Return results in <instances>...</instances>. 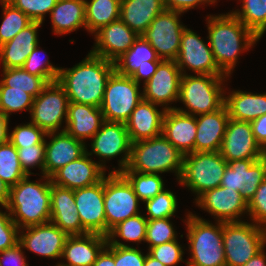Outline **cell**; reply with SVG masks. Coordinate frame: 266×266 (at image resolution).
<instances>
[{
	"instance_id": "6da1fadb",
	"label": "cell",
	"mask_w": 266,
	"mask_h": 266,
	"mask_svg": "<svg viewBox=\"0 0 266 266\" xmlns=\"http://www.w3.org/2000/svg\"><path fill=\"white\" fill-rule=\"evenodd\" d=\"M115 71V63L91 52L73 68H60L58 82L69 102L101 107L106 83Z\"/></svg>"
},
{
	"instance_id": "7a4b0ae2",
	"label": "cell",
	"mask_w": 266,
	"mask_h": 266,
	"mask_svg": "<svg viewBox=\"0 0 266 266\" xmlns=\"http://www.w3.org/2000/svg\"><path fill=\"white\" fill-rule=\"evenodd\" d=\"M208 40L214 60L219 69L230 76L238 55L249 50L259 38L232 12L207 16Z\"/></svg>"
},
{
	"instance_id": "3957f363",
	"label": "cell",
	"mask_w": 266,
	"mask_h": 266,
	"mask_svg": "<svg viewBox=\"0 0 266 266\" xmlns=\"http://www.w3.org/2000/svg\"><path fill=\"white\" fill-rule=\"evenodd\" d=\"M46 181L41 183L30 181V176L10 187L6 212L19 230L50 222V189L51 178L42 175ZM15 216V217H14Z\"/></svg>"
},
{
	"instance_id": "277c9868",
	"label": "cell",
	"mask_w": 266,
	"mask_h": 266,
	"mask_svg": "<svg viewBox=\"0 0 266 266\" xmlns=\"http://www.w3.org/2000/svg\"><path fill=\"white\" fill-rule=\"evenodd\" d=\"M184 155L162 134L151 139L131 143L130 159L124 170L144 174L175 172L179 180Z\"/></svg>"
},
{
	"instance_id": "5b68a950",
	"label": "cell",
	"mask_w": 266,
	"mask_h": 266,
	"mask_svg": "<svg viewBox=\"0 0 266 266\" xmlns=\"http://www.w3.org/2000/svg\"><path fill=\"white\" fill-rule=\"evenodd\" d=\"M187 239L191 254L187 266H226L223 247V223L213 225L192 212L188 213Z\"/></svg>"
},
{
	"instance_id": "8992f818",
	"label": "cell",
	"mask_w": 266,
	"mask_h": 266,
	"mask_svg": "<svg viewBox=\"0 0 266 266\" xmlns=\"http://www.w3.org/2000/svg\"><path fill=\"white\" fill-rule=\"evenodd\" d=\"M226 75H182L179 98L187 110H176L196 116L212 113L224 105V89L221 85L227 79Z\"/></svg>"
},
{
	"instance_id": "52a82bcc",
	"label": "cell",
	"mask_w": 266,
	"mask_h": 266,
	"mask_svg": "<svg viewBox=\"0 0 266 266\" xmlns=\"http://www.w3.org/2000/svg\"><path fill=\"white\" fill-rule=\"evenodd\" d=\"M227 167V161L218 152H192L183 158L179 184L187 186L197 194L195 200L204 192L219 187Z\"/></svg>"
},
{
	"instance_id": "ba28073f",
	"label": "cell",
	"mask_w": 266,
	"mask_h": 266,
	"mask_svg": "<svg viewBox=\"0 0 266 266\" xmlns=\"http://www.w3.org/2000/svg\"><path fill=\"white\" fill-rule=\"evenodd\" d=\"M266 244V228L248 222L223 223L226 266H243Z\"/></svg>"
},
{
	"instance_id": "9c48e42d",
	"label": "cell",
	"mask_w": 266,
	"mask_h": 266,
	"mask_svg": "<svg viewBox=\"0 0 266 266\" xmlns=\"http://www.w3.org/2000/svg\"><path fill=\"white\" fill-rule=\"evenodd\" d=\"M139 89L135 80L115 70L106 83L100 107L104 121L125 123L143 98Z\"/></svg>"
},
{
	"instance_id": "30bf717a",
	"label": "cell",
	"mask_w": 266,
	"mask_h": 266,
	"mask_svg": "<svg viewBox=\"0 0 266 266\" xmlns=\"http://www.w3.org/2000/svg\"><path fill=\"white\" fill-rule=\"evenodd\" d=\"M139 198L120 172L104 177V208L106 236L118 223L139 214Z\"/></svg>"
},
{
	"instance_id": "8fae6325",
	"label": "cell",
	"mask_w": 266,
	"mask_h": 266,
	"mask_svg": "<svg viewBox=\"0 0 266 266\" xmlns=\"http://www.w3.org/2000/svg\"><path fill=\"white\" fill-rule=\"evenodd\" d=\"M68 96L58 82L48 83L33 101L30 111L31 123L46 133L59 132L63 118L67 120Z\"/></svg>"
},
{
	"instance_id": "7c38bea8",
	"label": "cell",
	"mask_w": 266,
	"mask_h": 266,
	"mask_svg": "<svg viewBox=\"0 0 266 266\" xmlns=\"http://www.w3.org/2000/svg\"><path fill=\"white\" fill-rule=\"evenodd\" d=\"M181 12L164 10L141 34L155 49L161 60L175 61L180 50L181 35L186 26L179 20Z\"/></svg>"
},
{
	"instance_id": "4fadbf2b",
	"label": "cell",
	"mask_w": 266,
	"mask_h": 266,
	"mask_svg": "<svg viewBox=\"0 0 266 266\" xmlns=\"http://www.w3.org/2000/svg\"><path fill=\"white\" fill-rule=\"evenodd\" d=\"M92 139V151H87V153L91 156L93 154L99 156L102 159L100 165L103 169L106 170L104 164L106 160H111L122 153L124 156L118 164L120 168L111 172H121L127 168L130 159L131 141L125 123L104 121Z\"/></svg>"
},
{
	"instance_id": "5bb4252c",
	"label": "cell",
	"mask_w": 266,
	"mask_h": 266,
	"mask_svg": "<svg viewBox=\"0 0 266 266\" xmlns=\"http://www.w3.org/2000/svg\"><path fill=\"white\" fill-rule=\"evenodd\" d=\"M205 43L194 31L187 27L184 28L181 35L179 54L175 60L182 75H186L185 68L196 74L225 75L214 60L210 44Z\"/></svg>"
},
{
	"instance_id": "9a60e30c",
	"label": "cell",
	"mask_w": 266,
	"mask_h": 266,
	"mask_svg": "<svg viewBox=\"0 0 266 266\" xmlns=\"http://www.w3.org/2000/svg\"><path fill=\"white\" fill-rule=\"evenodd\" d=\"M265 178L264 158L232 160L227 162L220 186L240 192L249 203Z\"/></svg>"
},
{
	"instance_id": "2e32d148",
	"label": "cell",
	"mask_w": 266,
	"mask_h": 266,
	"mask_svg": "<svg viewBox=\"0 0 266 266\" xmlns=\"http://www.w3.org/2000/svg\"><path fill=\"white\" fill-rule=\"evenodd\" d=\"M182 73L175 61L163 60L153 76L143 85V99L165 106V110L175 109L169 103L179 101V90Z\"/></svg>"
},
{
	"instance_id": "e0dca14e",
	"label": "cell",
	"mask_w": 266,
	"mask_h": 266,
	"mask_svg": "<svg viewBox=\"0 0 266 266\" xmlns=\"http://www.w3.org/2000/svg\"><path fill=\"white\" fill-rule=\"evenodd\" d=\"M195 201L197 206L216 217L217 222H242L239 218L248 212V203L243 195L222 186L207 190Z\"/></svg>"
},
{
	"instance_id": "ac0fdd59",
	"label": "cell",
	"mask_w": 266,
	"mask_h": 266,
	"mask_svg": "<svg viewBox=\"0 0 266 266\" xmlns=\"http://www.w3.org/2000/svg\"><path fill=\"white\" fill-rule=\"evenodd\" d=\"M227 161L263 158V149L256 142L250 122L229 118L220 149Z\"/></svg>"
},
{
	"instance_id": "d6986e66",
	"label": "cell",
	"mask_w": 266,
	"mask_h": 266,
	"mask_svg": "<svg viewBox=\"0 0 266 266\" xmlns=\"http://www.w3.org/2000/svg\"><path fill=\"white\" fill-rule=\"evenodd\" d=\"M74 197L82 227L88 233L106 236L104 178L92 186L74 189Z\"/></svg>"
},
{
	"instance_id": "ffe728a7",
	"label": "cell",
	"mask_w": 266,
	"mask_h": 266,
	"mask_svg": "<svg viewBox=\"0 0 266 266\" xmlns=\"http://www.w3.org/2000/svg\"><path fill=\"white\" fill-rule=\"evenodd\" d=\"M22 230H19L21 234H19L18 241L22 248H26L44 257L52 259L61 258L68 235L55 224L48 222L26 227Z\"/></svg>"
},
{
	"instance_id": "44dd1931",
	"label": "cell",
	"mask_w": 266,
	"mask_h": 266,
	"mask_svg": "<svg viewBox=\"0 0 266 266\" xmlns=\"http://www.w3.org/2000/svg\"><path fill=\"white\" fill-rule=\"evenodd\" d=\"M94 35L96 43L90 52L112 62L127 52L139 37L121 19L103 26Z\"/></svg>"
},
{
	"instance_id": "7402d4cb",
	"label": "cell",
	"mask_w": 266,
	"mask_h": 266,
	"mask_svg": "<svg viewBox=\"0 0 266 266\" xmlns=\"http://www.w3.org/2000/svg\"><path fill=\"white\" fill-rule=\"evenodd\" d=\"M46 137H53L49 142L45 140L44 176L47 177H51L61 167L77 160L88 150L85 143L75 139L63 129L60 132L47 133Z\"/></svg>"
},
{
	"instance_id": "603a6c76",
	"label": "cell",
	"mask_w": 266,
	"mask_h": 266,
	"mask_svg": "<svg viewBox=\"0 0 266 266\" xmlns=\"http://www.w3.org/2000/svg\"><path fill=\"white\" fill-rule=\"evenodd\" d=\"M50 204V222L59 227L68 236L88 234L82 227L73 189L55 185L51 181Z\"/></svg>"
},
{
	"instance_id": "cb8c5ba5",
	"label": "cell",
	"mask_w": 266,
	"mask_h": 266,
	"mask_svg": "<svg viewBox=\"0 0 266 266\" xmlns=\"http://www.w3.org/2000/svg\"><path fill=\"white\" fill-rule=\"evenodd\" d=\"M88 157L90 155L86 152L77 160L61 167L50 177L52 183L74 190L100 182L106 175L105 169L100 162L97 163Z\"/></svg>"
},
{
	"instance_id": "d4e9b609",
	"label": "cell",
	"mask_w": 266,
	"mask_h": 266,
	"mask_svg": "<svg viewBox=\"0 0 266 266\" xmlns=\"http://www.w3.org/2000/svg\"><path fill=\"white\" fill-rule=\"evenodd\" d=\"M165 112L164 108L159 111L156 104L142 98L125 122L131 143L161 135Z\"/></svg>"
},
{
	"instance_id": "484cf974",
	"label": "cell",
	"mask_w": 266,
	"mask_h": 266,
	"mask_svg": "<svg viewBox=\"0 0 266 266\" xmlns=\"http://www.w3.org/2000/svg\"><path fill=\"white\" fill-rule=\"evenodd\" d=\"M196 116L197 131L194 152L220 151L230 118L226 106L223 105L215 112Z\"/></svg>"
},
{
	"instance_id": "4316f807",
	"label": "cell",
	"mask_w": 266,
	"mask_h": 266,
	"mask_svg": "<svg viewBox=\"0 0 266 266\" xmlns=\"http://www.w3.org/2000/svg\"><path fill=\"white\" fill-rule=\"evenodd\" d=\"M196 131V116L182 113L176 109L166 110L162 135L184 156L194 152Z\"/></svg>"
},
{
	"instance_id": "83f0119b",
	"label": "cell",
	"mask_w": 266,
	"mask_h": 266,
	"mask_svg": "<svg viewBox=\"0 0 266 266\" xmlns=\"http://www.w3.org/2000/svg\"><path fill=\"white\" fill-rule=\"evenodd\" d=\"M106 245L107 236L97 233L68 236L61 256L68 264L58 263L56 266H93Z\"/></svg>"
},
{
	"instance_id": "f1b7e54d",
	"label": "cell",
	"mask_w": 266,
	"mask_h": 266,
	"mask_svg": "<svg viewBox=\"0 0 266 266\" xmlns=\"http://www.w3.org/2000/svg\"><path fill=\"white\" fill-rule=\"evenodd\" d=\"M41 22L32 21L12 40L0 46L2 69L22 68L34 48L39 45L37 31Z\"/></svg>"
},
{
	"instance_id": "f546056e",
	"label": "cell",
	"mask_w": 266,
	"mask_h": 266,
	"mask_svg": "<svg viewBox=\"0 0 266 266\" xmlns=\"http://www.w3.org/2000/svg\"><path fill=\"white\" fill-rule=\"evenodd\" d=\"M104 122L100 107L69 102L66 126L63 129L75 139L84 142L92 138Z\"/></svg>"
},
{
	"instance_id": "4dcf8cb0",
	"label": "cell",
	"mask_w": 266,
	"mask_h": 266,
	"mask_svg": "<svg viewBox=\"0 0 266 266\" xmlns=\"http://www.w3.org/2000/svg\"><path fill=\"white\" fill-rule=\"evenodd\" d=\"M164 10L163 0H121L120 19L141 36Z\"/></svg>"
},
{
	"instance_id": "1f68e13d",
	"label": "cell",
	"mask_w": 266,
	"mask_h": 266,
	"mask_svg": "<svg viewBox=\"0 0 266 266\" xmlns=\"http://www.w3.org/2000/svg\"><path fill=\"white\" fill-rule=\"evenodd\" d=\"M224 105L230 118L252 122L266 114V93L232 91L227 97L224 96Z\"/></svg>"
},
{
	"instance_id": "d6a6232c",
	"label": "cell",
	"mask_w": 266,
	"mask_h": 266,
	"mask_svg": "<svg viewBox=\"0 0 266 266\" xmlns=\"http://www.w3.org/2000/svg\"><path fill=\"white\" fill-rule=\"evenodd\" d=\"M50 18L53 32L58 35L86 28L85 0H58Z\"/></svg>"
},
{
	"instance_id": "836d02e7",
	"label": "cell",
	"mask_w": 266,
	"mask_h": 266,
	"mask_svg": "<svg viewBox=\"0 0 266 266\" xmlns=\"http://www.w3.org/2000/svg\"><path fill=\"white\" fill-rule=\"evenodd\" d=\"M149 61L163 60L158 57L150 43L139 36L131 48L114 62L115 70L120 75L131 77L139 66L149 64Z\"/></svg>"
},
{
	"instance_id": "e575fe53",
	"label": "cell",
	"mask_w": 266,
	"mask_h": 266,
	"mask_svg": "<svg viewBox=\"0 0 266 266\" xmlns=\"http://www.w3.org/2000/svg\"><path fill=\"white\" fill-rule=\"evenodd\" d=\"M121 0H85L86 30L95 34L103 26L120 19Z\"/></svg>"
},
{
	"instance_id": "d590c367",
	"label": "cell",
	"mask_w": 266,
	"mask_h": 266,
	"mask_svg": "<svg viewBox=\"0 0 266 266\" xmlns=\"http://www.w3.org/2000/svg\"><path fill=\"white\" fill-rule=\"evenodd\" d=\"M242 9L232 13L259 39L266 31V0H242Z\"/></svg>"
},
{
	"instance_id": "8d00e7d4",
	"label": "cell",
	"mask_w": 266,
	"mask_h": 266,
	"mask_svg": "<svg viewBox=\"0 0 266 266\" xmlns=\"http://www.w3.org/2000/svg\"><path fill=\"white\" fill-rule=\"evenodd\" d=\"M120 173L128 180L141 202L152 199L165 189L159 174H144L131 170H123Z\"/></svg>"
},
{
	"instance_id": "74e56055",
	"label": "cell",
	"mask_w": 266,
	"mask_h": 266,
	"mask_svg": "<svg viewBox=\"0 0 266 266\" xmlns=\"http://www.w3.org/2000/svg\"><path fill=\"white\" fill-rule=\"evenodd\" d=\"M1 82L13 89H22L34 98L42 92L48 84L42 77L35 76L23 68L3 69Z\"/></svg>"
},
{
	"instance_id": "f35d334b",
	"label": "cell",
	"mask_w": 266,
	"mask_h": 266,
	"mask_svg": "<svg viewBox=\"0 0 266 266\" xmlns=\"http://www.w3.org/2000/svg\"><path fill=\"white\" fill-rule=\"evenodd\" d=\"M3 7V21L0 26V46L9 42L32 20L8 0H0Z\"/></svg>"
},
{
	"instance_id": "ab89813d",
	"label": "cell",
	"mask_w": 266,
	"mask_h": 266,
	"mask_svg": "<svg viewBox=\"0 0 266 266\" xmlns=\"http://www.w3.org/2000/svg\"><path fill=\"white\" fill-rule=\"evenodd\" d=\"M26 176L19 163L17 148L10 141L0 145V178L11 187Z\"/></svg>"
},
{
	"instance_id": "60d3db41",
	"label": "cell",
	"mask_w": 266,
	"mask_h": 266,
	"mask_svg": "<svg viewBox=\"0 0 266 266\" xmlns=\"http://www.w3.org/2000/svg\"><path fill=\"white\" fill-rule=\"evenodd\" d=\"M148 219L139 214L129 217L113 227L107 235V239L122 238L126 241L145 242Z\"/></svg>"
},
{
	"instance_id": "b9f144b4",
	"label": "cell",
	"mask_w": 266,
	"mask_h": 266,
	"mask_svg": "<svg viewBox=\"0 0 266 266\" xmlns=\"http://www.w3.org/2000/svg\"><path fill=\"white\" fill-rule=\"evenodd\" d=\"M34 97L22 89H13L0 81V111L8 118L11 112L31 111Z\"/></svg>"
},
{
	"instance_id": "7bdbcfd3",
	"label": "cell",
	"mask_w": 266,
	"mask_h": 266,
	"mask_svg": "<svg viewBox=\"0 0 266 266\" xmlns=\"http://www.w3.org/2000/svg\"><path fill=\"white\" fill-rule=\"evenodd\" d=\"M144 203L148 220L171 218L178 206L174 193L166 189Z\"/></svg>"
},
{
	"instance_id": "ee69618b",
	"label": "cell",
	"mask_w": 266,
	"mask_h": 266,
	"mask_svg": "<svg viewBox=\"0 0 266 266\" xmlns=\"http://www.w3.org/2000/svg\"><path fill=\"white\" fill-rule=\"evenodd\" d=\"M176 236L170 218L148 220L145 242L149 244V249L177 240Z\"/></svg>"
},
{
	"instance_id": "f6af8a7d",
	"label": "cell",
	"mask_w": 266,
	"mask_h": 266,
	"mask_svg": "<svg viewBox=\"0 0 266 266\" xmlns=\"http://www.w3.org/2000/svg\"><path fill=\"white\" fill-rule=\"evenodd\" d=\"M38 45L30 53L22 68L32 75L42 77L47 83L58 80L60 68L53 66L49 60H41Z\"/></svg>"
},
{
	"instance_id": "bcb514c9",
	"label": "cell",
	"mask_w": 266,
	"mask_h": 266,
	"mask_svg": "<svg viewBox=\"0 0 266 266\" xmlns=\"http://www.w3.org/2000/svg\"><path fill=\"white\" fill-rule=\"evenodd\" d=\"M46 135L47 133L43 129L30 122L16 126L9 134V141L15 147H28L41 144L45 140Z\"/></svg>"
},
{
	"instance_id": "7dc6e473",
	"label": "cell",
	"mask_w": 266,
	"mask_h": 266,
	"mask_svg": "<svg viewBox=\"0 0 266 266\" xmlns=\"http://www.w3.org/2000/svg\"><path fill=\"white\" fill-rule=\"evenodd\" d=\"M113 245L115 266H144L146 255L139 249L130 247L117 239H107Z\"/></svg>"
},
{
	"instance_id": "c3c4849f",
	"label": "cell",
	"mask_w": 266,
	"mask_h": 266,
	"mask_svg": "<svg viewBox=\"0 0 266 266\" xmlns=\"http://www.w3.org/2000/svg\"><path fill=\"white\" fill-rule=\"evenodd\" d=\"M18 152L19 163L26 175L34 173L30 172V168L38 166L44 175L45 163V140L41 144L28 147H16Z\"/></svg>"
},
{
	"instance_id": "681fc988",
	"label": "cell",
	"mask_w": 266,
	"mask_h": 266,
	"mask_svg": "<svg viewBox=\"0 0 266 266\" xmlns=\"http://www.w3.org/2000/svg\"><path fill=\"white\" fill-rule=\"evenodd\" d=\"M16 8L24 12L32 21L43 23L46 13L56 5L58 0H8Z\"/></svg>"
},
{
	"instance_id": "f907efd6",
	"label": "cell",
	"mask_w": 266,
	"mask_h": 266,
	"mask_svg": "<svg viewBox=\"0 0 266 266\" xmlns=\"http://www.w3.org/2000/svg\"><path fill=\"white\" fill-rule=\"evenodd\" d=\"M148 253L160 261L165 266H176L183 261V249L177 240L166 242L156 247L148 249Z\"/></svg>"
},
{
	"instance_id": "816d5d0a",
	"label": "cell",
	"mask_w": 266,
	"mask_h": 266,
	"mask_svg": "<svg viewBox=\"0 0 266 266\" xmlns=\"http://www.w3.org/2000/svg\"><path fill=\"white\" fill-rule=\"evenodd\" d=\"M246 214H249L253 223L266 228V178L249 201Z\"/></svg>"
},
{
	"instance_id": "f5cc1de1",
	"label": "cell",
	"mask_w": 266,
	"mask_h": 266,
	"mask_svg": "<svg viewBox=\"0 0 266 266\" xmlns=\"http://www.w3.org/2000/svg\"><path fill=\"white\" fill-rule=\"evenodd\" d=\"M19 241V228L10 213L0 211V252L14 247Z\"/></svg>"
},
{
	"instance_id": "db71d44e",
	"label": "cell",
	"mask_w": 266,
	"mask_h": 266,
	"mask_svg": "<svg viewBox=\"0 0 266 266\" xmlns=\"http://www.w3.org/2000/svg\"><path fill=\"white\" fill-rule=\"evenodd\" d=\"M22 250V246L17 243L14 247L0 252V266H6L5 263L11 266H28Z\"/></svg>"
},
{
	"instance_id": "11a10c76",
	"label": "cell",
	"mask_w": 266,
	"mask_h": 266,
	"mask_svg": "<svg viewBox=\"0 0 266 266\" xmlns=\"http://www.w3.org/2000/svg\"><path fill=\"white\" fill-rule=\"evenodd\" d=\"M166 10H173L184 13L189 9H193L197 5L205 3L213 4L211 0H163Z\"/></svg>"
},
{
	"instance_id": "9f6ffc18",
	"label": "cell",
	"mask_w": 266,
	"mask_h": 266,
	"mask_svg": "<svg viewBox=\"0 0 266 266\" xmlns=\"http://www.w3.org/2000/svg\"><path fill=\"white\" fill-rule=\"evenodd\" d=\"M256 142L264 150L266 148V114L250 122Z\"/></svg>"
},
{
	"instance_id": "6f0895ef",
	"label": "cell",
	"mask_w": 266,
	"mask_h": 266,
	"mask_svg": "<svg viewBox=\"0 0 266 266\" xmlns=\"http://www.w3.org/2000/svg\"><path fill=\"white\" fill-rule=\"evenodd\" d=\"M161 62L162 61H149V64H143L142 66H139L131 78L138 84H140L144 78L143 83H146L156 72L157 67Z\"/></svg>"
},
{
	"instance_id": "680465c9",
	"label": "cell",
	"mask_w": 266,
	"mask_h": 266,
	"mask_svg": "<svg viewBox=\"0 0 266 266\" xmlns=\"http://www.w3.org/2000/svg\"><path fill=\"white\" fill-rule=\"evenodd\" d=\"M93 266H115L114 256H113V245L107 242V245L102 249V251L97 256L96 261Z\"/></svg>"
},
{
	"instance_id": "91938a15",
	"label": "cell",
	"mask_w": 266,
	"mask_h": 266,
	"mask_svg": "<svg viewBox=\"0 0 266 266\" xmlns=\"http://www.w3.org/2000/svg\"><path fill=\"white\" fill-rule=\"evenodd\" d=\"M266 253L264 247L257 252L246 264L243 266H266Z\"/></svg>"
},
{
	"instance_id": "94428289",
	"label": "cell",
	"mask_w": 266,
	"mask_h": 266,
	"mask_svg": "<svg viewBox=\"0 0 266 266\" xmlns=\"http://www.w3.org/2000/svg\"><path fill=\"white\" fill-rule=\"evenodd\" d=\"M10 186L0 178V206H6L9 199Z\"/></svg>"
},
{
	"instance_id": "6125c7cd",
	"label": "cell",
	"mask_w": 266,
	"mask_h": 266,
	"mask_svg": "<svg viewBox=\"0 0 266 266\" xmlns=\"http://www.w3.org/2000/svg\"><path fill=\"white\" fill-rule=\"evenodd\" d=\"M144 266H165L160 261L152 257L149 253H147L145 258Z\"/></svg>"
},
{
	"instance_id": "be15d7a7",
	"label": "cell",
	"mask_w": 266,
	"mask_h": 266,
	"mask_svg": "<svg viewBox=\"0 0 266 266\" xmlns=\"http://www.w3.org/2000/svg\"><path fill=\"white\" fill-rule=\"evenodd\" d=\"M9 118L0 111V129H8Z\"/></svg>"
},
{
	"instance_id": "e7e4bbea",
	"label": "cell",
	"mask_w": 266,
	"mask_h": 266,
	"mask_svg": "<svg viewBox=\"0 0 266 266\" xmlns=\"http://www.w3.org/2000/svg\"><path fill=\"white\" fill-rule=\"evenodd\" d=\"M9 133L8 129H0V145L9 141Z\"/></svg>"
},
{
	"instance_id": "03108f58",
	"label": "cell",
	"mask_w": 266,
	"mask_h": 266,
	"mask_svg": "<svg viewBox=\"0 0 266 266\" xmlns=\"http://www.w3.org/2000/svg\"><path fill=\"white\" fill-rule=\"evenodd\" d=\"M263 158L266 160V148L263 150Z\"/></svg>"
}]
</instances>
